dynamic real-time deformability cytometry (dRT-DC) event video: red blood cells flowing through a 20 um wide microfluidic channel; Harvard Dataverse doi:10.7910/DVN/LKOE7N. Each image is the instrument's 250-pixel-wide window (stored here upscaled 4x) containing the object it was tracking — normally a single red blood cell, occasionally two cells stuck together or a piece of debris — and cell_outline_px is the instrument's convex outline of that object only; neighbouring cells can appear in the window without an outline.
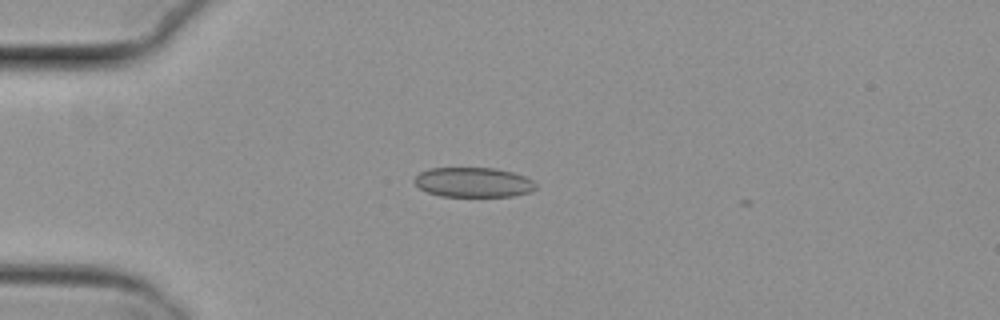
{"species": "common noctule bat (a hibernating species)", "species_latin": "Nyctalus noctula", "temperature_condition": "cold", "stored_images_in_passage": 2, "camera_frame_rate_fps": 3000, "um_per_image_px": 0.085, "animal": {"sex": "female", "body_mass_g": 29.2, "forearm_length_mm": 56.3}, "frame": {"image": 1, "passage_image": 1, "time_ms": 0.0, "image_size_px": [1000, 320], "cell_outline_px": [[536, 188], [532, 192], [512, 196], [440, 196], [428, 192], [420, 188], [412, 180], [420, 172], [428, 168], [496, 168], [512, 172], [524, 176], [532, 180], [536, 184]], "centroid_in_image_um": [40.24, 15.49], "position_along_channel_um": 44.8, "area_um2": 21.1}}